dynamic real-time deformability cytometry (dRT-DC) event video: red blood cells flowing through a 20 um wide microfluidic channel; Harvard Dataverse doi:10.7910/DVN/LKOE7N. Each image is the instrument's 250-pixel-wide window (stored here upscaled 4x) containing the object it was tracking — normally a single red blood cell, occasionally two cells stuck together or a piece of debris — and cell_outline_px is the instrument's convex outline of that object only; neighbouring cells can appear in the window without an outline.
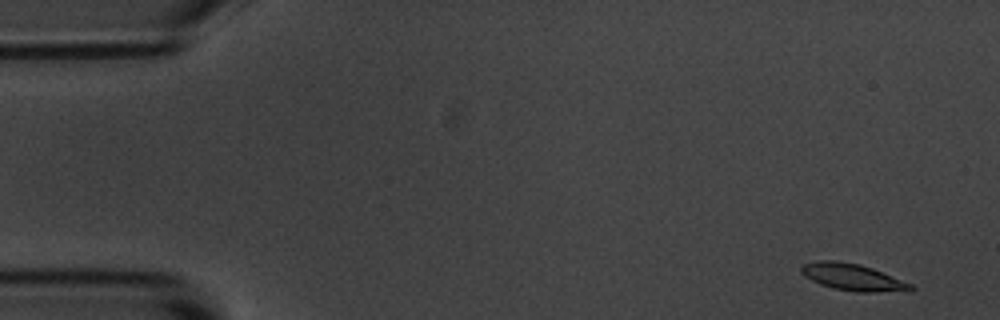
{"species": "common noctule bat (a hibernating species)", "species_latin": "Nyctalus noctula", "temperature_condition": "room temperature", "stored_images_in_passage": 7, "camera_frame_rate_fps": 3000, "um_per_image_px": 0.085, "animal": {"sex": "male", "body_mass_g": 20.1, "forearm_length_mm": 53.5}, "frame": {"image": 1, "passage_image": 1, "time_ms": 0.0, "image_size_px": [1000, 320], "cell_outline_px": [[916, 288], [912, 292], [856, 292], [832, 288], [820, 284], [804, 276], [800, 272], [800, 268], [804, 264], [816, 260], [836, 260], [860, 264], [872, 268], [912, 284]], "centroid_in_image_um": [72.52, 23.57], "position_along_channel_um": 12.5, "area_um2": 17.4}}
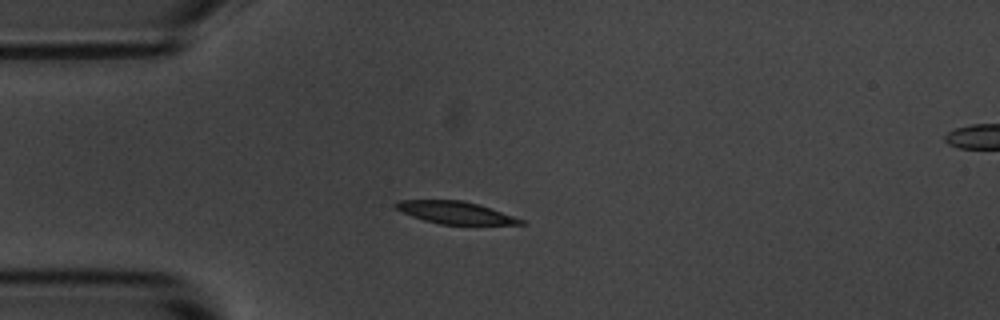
{"frame": {"image": 2, "passage_image": 4, "time_ms": 3.667, "image_size_px": [1000, 320], "cell_outline_px": [[528, 224], [440, 224], [424, 220], [400, 212], [392, 204], [396, 200], [464, 200], [480, 204], [524, 220]], "centroid_in_image_um": [38.66, 18.05], "position_along_channel_um": 46.3, "area_um2": 16.3}}
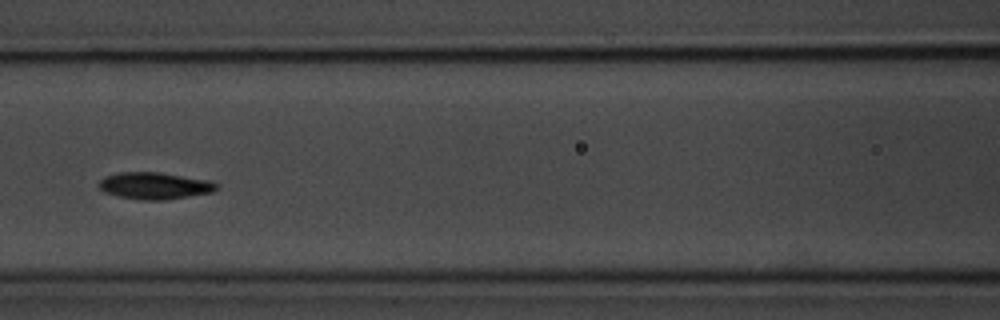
{"frame": {"image": 3, "passage_image": 7, "time_ms": 7.0, "image_size_px": [1000, 320], "cell_outline_px": [[220, 188], [212, 192], [164, 200], [140, 200], [116, 196], [104, 192], [96, 184], [104, 176], [120, 172], [160, 172], [208, 180], [220, 184]], "centroid_in_image_um": [13.13, 15.79], "position_along_channel_um": 153.5, "area_um2": 18.61}}